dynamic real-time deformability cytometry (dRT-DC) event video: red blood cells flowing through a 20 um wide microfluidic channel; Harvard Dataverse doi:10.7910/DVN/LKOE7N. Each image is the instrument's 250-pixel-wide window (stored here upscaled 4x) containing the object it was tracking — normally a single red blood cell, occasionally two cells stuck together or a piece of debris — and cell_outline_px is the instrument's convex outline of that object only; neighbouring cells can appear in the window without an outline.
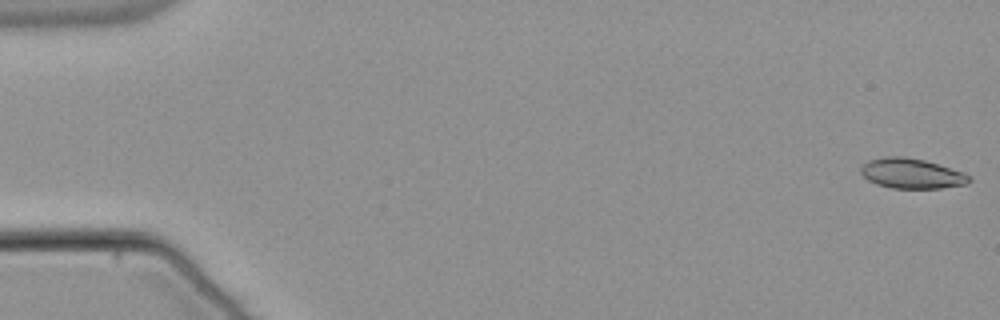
{"species": "common noctule bat (a hibernating species)", "species_latin": "Nyctalus noctula", "temperature_condition": "warm", "stored_images_in_passage": 55, "camera_frame_rate_fps": 3000, "um_per_image_px": 0.085, "animal": {"sex": "male", "body_mass_g": 21.5, "forearm_length_mm": 52.0}, "frame": {"image": 1, "passage_image": 1, "time_ms": 0.0, "image_size_px": [1000, 320], "cell_outline_px": [[972, 180], [968, 184], [940, 188], [892, 188], [876, 184], [868, 180], [860, 172], [860, 168], [868, 160], [884, 156], [904, 156], [924, 160], [964, 172], [972, 176]], "centroid_in_image_um": [77.51, 14.74], "position_along_channel_um": 7.5, "area_um2": 19.13}}
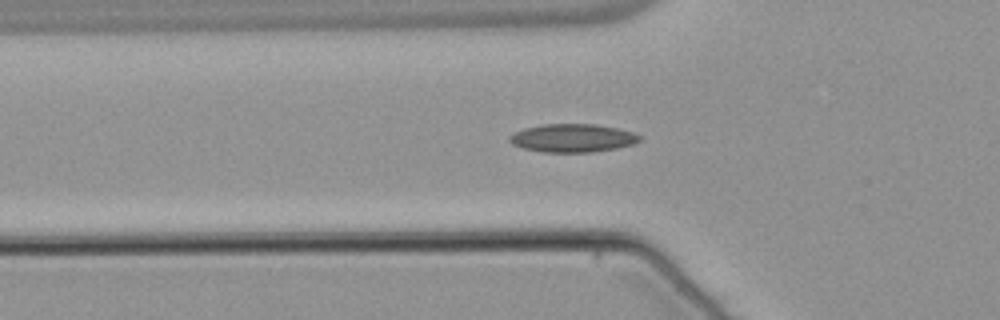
{"frame": {"image": 2, "passage_image": 19, "time_ms": 6.0, "image_size_px": [1000, 320], "cell_outline_px": [[640, 140], [632, 144], [616, 148], [592, 152], [544, 152], [524, 148], [512, 144], [508, 140], [508, 136], [524, 128], [540, 124], [596, 124], [616, 128], [632, 132], [640, 136]], "centroid_in_image_um": [48.63, 11.73], "position_along_channel_um": 77.2, "area_um2": 21.27}}
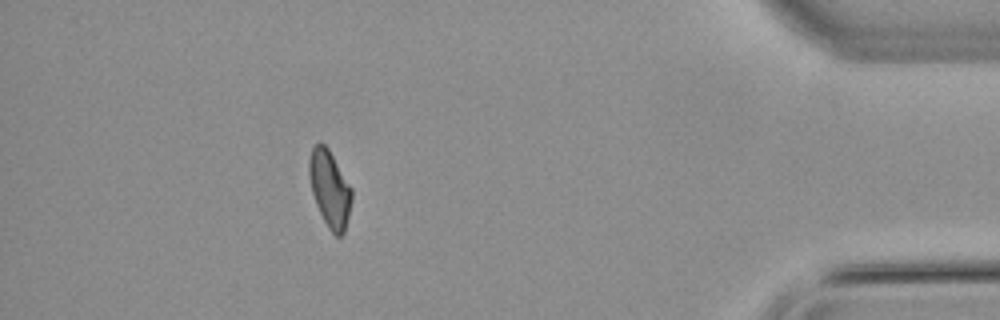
{"frame": {"image": 3, "passage_image": 49, "time_ms": 16.0, "image_size_px": [1000, 320], "cell_outline_px": [[352, 200], [344, 232], [340, 236], [336, 236], [328, 228], [316, 204], [312, 192], [308, 176], [308, 160], [312, 148], [320, 140], [328, 148], [352, 188]], "centroid_in_image_um": [28.01, 16.02], "position_along_channel_um": 407.2, "area_um2": 19.02}, "authors_computed_cell_mechanics": {"area_um2": 19.4208, "velocity_mm_per_s": 3.8007, "shape_relaxation_time_tau1_ms": null, "shape_relaxation_time_tau2_ms": 4.4302, "deformation_change_tau1": null, "deformation_change_tau2": 0.1113}}